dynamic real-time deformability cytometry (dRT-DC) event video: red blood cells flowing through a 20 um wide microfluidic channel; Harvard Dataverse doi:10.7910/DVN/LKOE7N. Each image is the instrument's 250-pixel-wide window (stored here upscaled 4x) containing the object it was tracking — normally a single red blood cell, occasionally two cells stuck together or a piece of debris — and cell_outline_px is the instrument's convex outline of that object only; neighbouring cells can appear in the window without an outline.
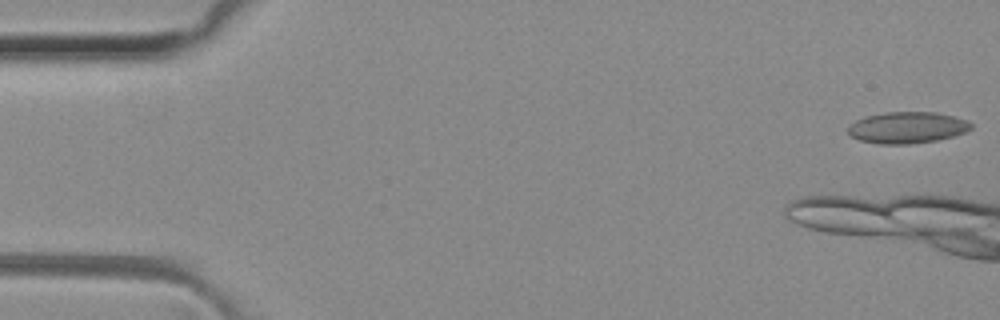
{"species": "common noctule bat (a hibernating species)", "species_latin": "Nyctalus noctula", "temperature_condition": "room temperature", "stored_images_in_passage": 10, "camera_frame_rate_fps": 3000, "um_per_image_px": 0.085, "animal": {"sex": "female", "body_mass_g": 29.2, "forearm_length_mm": 56.3}, "frame": {"image": 1, "passage_image": 1, "time_ms": 0.0, "image_size_px": [1000, 320], "cell_outline_px": [[972, 128], [964, 132], [952, 136], [936, 140], [908, 144], [880, 144], [860, 140], [852, 136], [848, 132], [848, 124], [864, 116], [884, 112], [936, 112], [968, 120], [972, 124]], "centroid_in_image_um": [77.09, 10.83], "position_along_channel_um": 7.9, "area_um2": 22.54}}